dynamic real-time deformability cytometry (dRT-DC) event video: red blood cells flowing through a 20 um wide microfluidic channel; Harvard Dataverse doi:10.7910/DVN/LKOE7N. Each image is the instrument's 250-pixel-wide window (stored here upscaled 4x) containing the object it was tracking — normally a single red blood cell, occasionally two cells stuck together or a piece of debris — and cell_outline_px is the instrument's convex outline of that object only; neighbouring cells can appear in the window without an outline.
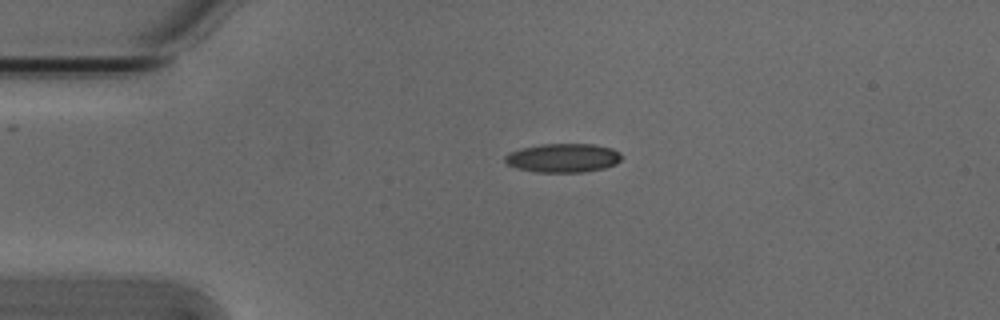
{"species": "Egyptian fruit bat (a non-hibernating species)", "species_latin": "Rousettus aegyptiacus", "temperature_condition": "cold", "stored_images_in_passage": 2, "camera_frame_rate_fps": 3000, "um_per_image_px": 0.085, "animal": {"sex": "male"}, "frame": {"image": 1, "passage_image": 1, "time_ms": 0.0, "image_size_px": [1000, 320], "cell_outline_px": [[620, 160], [616, 164], [604, 168], [584, 172], [536, 172], [516, 168], [508, 164], [504, 160], [504, 156], [512, 152], [524, 148], [544, 144], [592, 144], [612, 148], [620, 152]], "centroid_in_image_um": [47.88, 13.43], "position_along_channel_um": 37.1, "area_um2": 19.42}}